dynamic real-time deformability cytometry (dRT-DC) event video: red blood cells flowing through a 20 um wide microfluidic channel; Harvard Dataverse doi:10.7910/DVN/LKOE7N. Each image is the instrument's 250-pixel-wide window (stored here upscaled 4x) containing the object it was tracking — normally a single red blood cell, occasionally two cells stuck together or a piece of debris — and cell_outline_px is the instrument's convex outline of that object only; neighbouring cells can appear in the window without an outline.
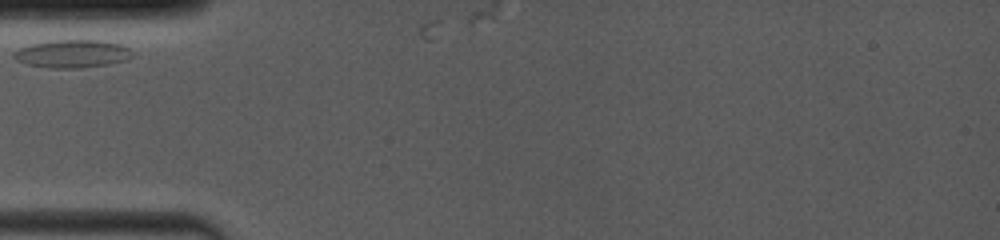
{"species": "common noctule bat (a hibernating species)", "species_latin": "Nyctalus noctula", "temperature_condition": "room temperature", "stored_images_in_passage": 2, "camera_frame_rate_fps": 4000, "um_per_image_px": 0.085, "animal": {"sex": "female", "body_mass_g": 19.0, "forearm_length_mm": 53.3}, "frame": {"image": 1, "passage_image": 1, "time_ms": 0.0, "image_size_px": [1000, 240], "cell_outline_px": [[132, 56], [128, 60], [108, 64], [80, 68], [48, 68], [24, 64], [16, 60], [12, 56], [20, 48], [28, 44], [52, 40], [100, 40], [120, 44], [128, 48]], "centroid_in_image_um": [6.11, 4.57], "position_along_channel_um": 78.9, "area_um2": 19.36}}